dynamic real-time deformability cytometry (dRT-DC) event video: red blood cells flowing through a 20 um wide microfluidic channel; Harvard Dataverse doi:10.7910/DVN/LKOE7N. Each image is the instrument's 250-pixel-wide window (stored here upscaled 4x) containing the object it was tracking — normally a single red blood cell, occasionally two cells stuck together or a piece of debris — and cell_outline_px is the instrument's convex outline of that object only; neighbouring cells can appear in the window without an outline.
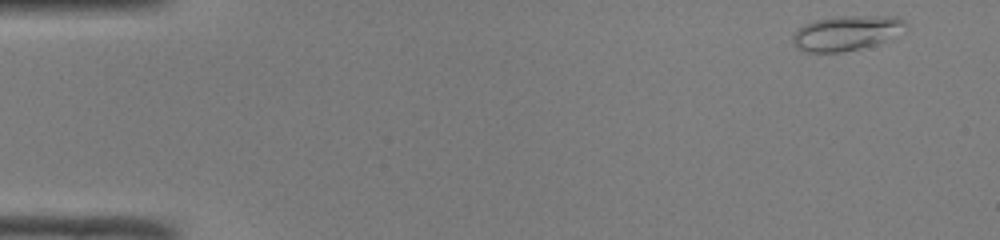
{"species": "common noctule bat (a hibernating species)", "species_latin": "Nyctalus noctula", "temperature_condition": "room temperature", "stored_images_in_passage": 47, "camera_frame_rate_fps": 3000, "um_per_image_px": 0.085, "animal": {"sex": "male", "body_mass_g": 19.0, "forearm_length_mm": 50.8}, "frame": {"image": 1, "passage_image": 1, "time_ms": 0.0, "image_size_px": [1000, 240], "cell_outline_px": [[904, 24], [880, 40], [872, 44], [840, 52], [808, 52], [796, 48], [792, 40], [792, 36], [800, 28], [816, 20], [844, 16], [896, 16], [904, 20]], "centroid_in_image_um": [71.78, 2.8], "position_along_channel_um": 13.2, "area_um2": 21.39}}
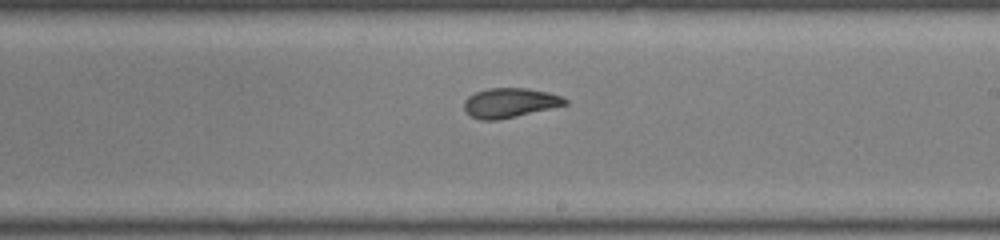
{"frame": {"image": 2, "passage_image": 27, "time_ms": 8.667, "image_size_px": [1000, 240], "cell_outline_px": [[568, 104], [500, 120], [480, 120], [464, 112], [464, 100], [468, 96], [476, 92], [488, 88], [528, 88], [548, 92], [560, 96], [568, 100]], "centroid_in_image_um": [43.31, 8.74], "position_along_channel_um": 245.7, "area_um2": 17.46}}
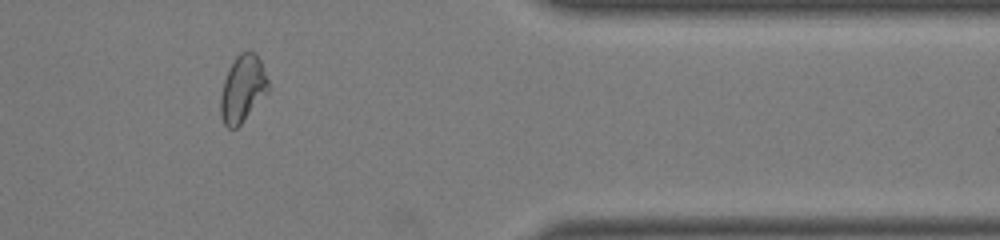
{"frame": {"image": 3, "passage_image": 39, "time_ms": 12.667, "image_size_px": [1000, 240], "cell_outline_px": [[268, 92], [240, 124], [236, 128], [228, 128], [224, 124], [220, 116], [220, 96], [224, 80], [228, 68], [236, 56], [240, 52], [256, 52], [260, 60], [268, 80]], "centroid_in_image_um": [20.6, 7.53], "position_along_channel_um": 390.8, "area_um2": 18.5}, "authors_computed_cell_mechanics": {"area_um2": 18.3226, "velocity_mm_per_s": 4.1088, "shape_relaxation_time_tau1_ms": 8.986, "shape_relaxation_time_tau2_ms": 1.3277, "deformation_change_tau1": 0.2487, "deformation_change_tau2": 0.0778}}